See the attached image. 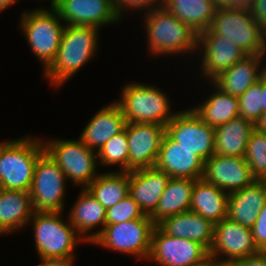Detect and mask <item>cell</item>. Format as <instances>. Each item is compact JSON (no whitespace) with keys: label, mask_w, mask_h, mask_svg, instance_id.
<instances>
[{"label":"cell","mask_w":266,"mask_h":266,"mask_svg":"<svg viewBox=\"0 0 266 266\" xmlns=\"http://www.w3.org/2000/svg\"><path fill=\"white\" fill-rule=\"evenodd\" d=\"M99 30L90 26H65L56 58L44 71V77L52 86L62 87L95 56L98 51Z\"/></svg>","instance_id":"6da1fadb"},{"label":"cell","mask_w":266,"mask_h":266,"mask_svg":"<svg viewBox=\"0 0 266 266\" xmlns=\"http://www.w3.org/2000/svg\"><path fill=\"white\" fill-rule=\"evenodd\" d=\"M144 22L147 49L152 55L197 52L198 34L163 6L145 13Z\"/></svg>","instance_id":"7a4b0ae2"},{"label":"cell","mask_w":266,"mask_h":266,"mask_svg":"<svg viewBox=\"0 0 266 266\" xmlns=\"http://www.w3.org/2000/svg\"><path fill=\"white\" fill-rule=\"evenodd\" d=\"M44 152L42 139L29 135L1 142V189L29 192L36 162Z\"/></svg>","instance_id":"3957f363"},{"label":"cell","mask_w":266,"mask_h":266,"mask_svg":"<svg viewBox=\"0 0 266 266\" xmlns=\"http://www.w3.org/2000/svg\"><path fill=\"white\" fill-rule=\"evenodd\" d=\"M119 100L127 123H157L166 126L176 113L170 111V98L154 85L130 83L123 86Z\"/></svg>","instance_id":"277c9868"},{"label":"cell","mask_w":266,"mask_h":266,"mask_svg":"<svg viewBox=\"0 0 266 266\" xmlns=\"http://www.w3.org/2000/svg\"><path fill=\"white\" fill-rule=\"evenodd\" d=\"M63 212H33L35 247L39 258H75V248L85 240L76 232Z\"/></svg>","instance_id":"5b68a950"},{"label":"cell","mask_w":266,"mask_h":266,"mask_svg":"<svg viewBox=\"0 0 266 266\" xmlns=\"http://www.w3.org/2000/svg\"><path fill=\"white\" fill-rule=\"evenodd\" d=\"M21 16V32L45 71L56 58L66 25L54 8L25 11Z\"/></svg>","instance_id":"8992f818"},{"label":"cell","mask_w":266,"mask_h":266,"mask_svg":"<svg viewBox=\"0 0 266 266\" xmlns=\"http://www.w3.org/2000/svg\"><path fill=\"white\" fill-rule=\"evenodd\" d=\"M45 152L63 171L67 180L81 189L86 188L97 173V152L87 147L80 139L42 140Z\"/></svg>","instance_id":"52a82bcc"},{"label":"cell","mask_w":266,"mask_h":266,"mask_svg":"<svg viewBox=\"0 0 266 266\" xmlns=\"http://www.w3.org/2000/svg\"><path fill=\"white\" fill-rule=\"evenodd\" d=\"M155 226L147 215L140 219L105 225L91 243L148 261L151 235Z\"/></svg>","instance_id":"ba28073f"},{"label":"cell","mask_w":266,"mask_h":266,"mask_svg":"<svg viewBox=\"0 0 266 266\" xmlns=\"http://www.w3.org/2000/svg\"><path fill=\"white\" fill-rule=\"evenodd\" d=\"M209 30L234 41L247 55H263L265 51L266 35L250 10L216 9Z\"/></svg>","instance_id":"9c48e42d"},{"label":"cell","mask_w":266,"mask_h":266,"mask_svg":"<svg viewBox=\"0 0 266 266\" xmlns=\"http://www.w3.org/2000/svg\"><path fill=\"white\" fill-rule=\"evenodd\" d=\"M66 181L63 171L44 152L36 162L29 190L33 211L63 212Z\"/></svg>","instance_id":"30bf717a"},{"label":"cell","mask_w":266,"mask_h":266,"mask_svg":"<svg viewBox=\"0 0 266 266\" xmlns=\"http://www.w3.org/2000/svg\"><path fill=\"white\" fill-rule=\"evenodd\" d=\"M148 260L159 266H203L210 262L203 245L165 234L157 225L152 231Z\"/></svg>","instance_id":"8fae6325"},{"label":"cell","mask_w":266,"mask_h":266,"mask_svg":"<svg viewBox=\"0 0 266 266\" xmlns=\"http://www.w3.org/2000/svg\"><path fill=\"white\" fill-rule=\"evenodd\" d=\"M165 127L173 141L192 150L204 162L214 155L215 129L204 123L192 108L177 111Z\"/></svg>","instance_id":"7c38bea8"},{"label":"cell","mask_w":266,"mask_h":266,"mask_svg":"<svg viewBox=\"0 0 266 266\" xmlns=\"http://www.w3.org/2000/svg\"><path fill=\"white\" fill-rule=\"evenodd\" d=\"M259 252L251 228L242 226L228 217L214 225V239L209 258L215 266Z\"/></svg>","instance_id":"4fadbf2b"},{"label":"cell","mask_w":266,"mask_h":266,"mask_svg":"<svg viewBox=\"0 0 266 266\" xmlns=\"http://www.w3.org/2000/svg\"><path fill=\"white\" fill-rule=\"evenodd\" d=\"M201 56V71L210 83L247 54L234 41L212 33L209 29L198 34V51Z\"/></svg>","instance_id":"5bb4252c"},{"label":"cell","mask_w":266,"mask_h":266,"mask_svg":"<svg viewBox=\"0 0 266 266\" xmlns=\"http://www.w3.org/2000/svg\"><path fill=\"white\" fill-rule=\"evenodd\" d=\"M166 127L157 123H127L129 172L154 167Z\"/></svg>","instance_id":"9a60e30c"},{"label":"cell","mask_w":266,"mask_h":266,"mask_svg":"<svg viewBox=\"0 0 266 266\" xmlns=\"http://www.w3.org/2000/svg\"><path fill=\"white\" fill-rule=\"evenodd\" d=\"M202 179L228 194L256 181L244 157L218 154L212 155L204 162Z\"/></svg>","instance_id":"2e32d148"},{"label":"cell","mask_w":266,"mask_h":266,"mask_svg":"<svg viewBox=\"0 0 266 266\" xmlns=\"http://www.w3.org/2000/svg\"><path fill=\"white\" fill-rule=\"evenodd\" d=\"M54 9L65 25L101 29L103 25L121 21L115 12L113 0H59Z\"/></svg>","instance_id":"e0dca14e"},{"label":"cell","mask_w":266,"mask_h":266,"mask_svg":"<svg viewBox=\"0 0 266 266\" xmlns=\"http://www.w3.org/2000/svg\"><path fill=\"white\" fill-rule=\"evenodd\" d=\"M155 167L165 171L171 178L199 180L203 176L204 161L165 134Z\"/></svg>","instance_id":"ac0fdd59"},{"label":"cell","mask_w":266,"mask_h":266,"mask_svg":"<svg viewBox=\"0 0 266 266\" xmlns=\"http://www.w3.org/2000/svg\"><path fill=\"white\" fill-rule=\"evenodd\" d=\"M170 178L155 166L129 172V194L144 215L150 216L155 211Z\"/></svg>","instance_id":"d6986e66"},{"label":"cell","mask_w":266,"mask_h":266,"mask_svg":"<svg viewBox=\"0 0 266 266\" xmlns=\"http://www.w3.org/2000/svg\"><path fill=\"white\" fill-rule=\"evenodd\" d=\"M126 124L121 108L114 102L93 115L79 138L87 147L98 152L110 138L122 132Z\"/></svg>","instance_id":"ffe728a7"},{"label":"cell","mask_w":266,"mask_h":266,"mask_svg":"<svg viewBox=\"0 0 266 266\" xmlns=\"http://www.w3.org/2000/svg\"><path fill=\"white\" fill-rule=\"evenodd\" d=\"M214 225L191 210L164 218L157 224L165 234L196 241L208 251L213 244Z\"/></svg>","instance_id":"44dd1931"},{"label":"cell","mask_w":266,"mask_h":266,"mask_svg":"<svg viewBox=\"0 0 266 266\" xmlns=\"http://www.w3.org/2000/svg\"><path fill=\"white\" fill-rule=\"evenodd\" d=\"M81 190L78 199L70 208L68 220L85 243H91L106 225V209L86 188ZM98 225L103 227L89 234Z\"/></svg>","instance_id":"7402d4cb"},{"label":"cell","mask_w":266,"mask_h":266,"mask_svg":"<svg viewBox=\"0 0 266 266\" xmlns=\"http://www.w3.org/2000/svg\"><path fill=\"white\" fill-rule=\"evenodd\" d=\"M265 202L266 181L256 180L250 186L229 194L227 217L251 228Z\"/></svg>","instance_id":"603a6c76"},{"label":"cell","mask_w":266,"mask_h":266,"mask_svg":"<svg viewBox=\"0 0 266 266\" xmlns=\"http://www.w3.org/2000/svg\"><path fill=\"white\" fill-rule=\"evenodd\" d=\"M262 71L263 55H246L211 83L222 92L238 97L259 80Z\"/></svg>","instance_id":"cb8c5ba5"},{"label":"cell","mask_w":266,"mask_h":266,"mask_svg":"<svg viewBox=\"0 0 266 266\" xmlns=\"http://www.w3.org/2000/svg\"><path fill=\"white\" fill-rule=\"evenodd\" d=\"M29 192L0 188V234L21 230L33 214Z\"/></svg>","instance_id":"d4e9b609"},{"label":"cell","mask_w":266,"mask_h":266,"mask_svg":"<svg viewBox=\"0 0 266 266\" xmlns=\"http://www.w3.org/2000/svg\"><path fill=\"white\" fill-rule=\"evenodd\" d=\"M214 129V154L244 157L255 124L238 116Z\"/></svg>","instance_id":"484cf974"},{"label":"cell","mask_w":266,"mask_h":266,"mask_svg":"<svg viewBox=\"0 0 266 266\" xmlns=\"http://www.w3.org/2000/svg\"><path fill=\"white\" fill-rule=\"evenodd\" d=\"M229 194L217 186L199 179L192 190L190 210L213 224L227 217Z\"/></svg>","instance_id":"4316f807"},{"label":"cell","mask_w":266,"mask_h":266,"mask_svg":"<svg viewBox=\"0 0 266 266\" xmlns=\"http://www.w3.org/2000/svg\"><path fill=\"white\" fill-rule=\"evenodd\" d=\"M197 180L170 178L155 211L149 216L157 225L164 218L190 210L192 190Z\"/></svg>","instance_id":"83f0119b"},{"label":"cell","mask_w":266,"mask_h":266,"mask_svg":"<svg viewBox=\"0 0 266 266\" xmlns=\"http://www.w3.org/2000/svg\"><path fill=\"white\" fill-rule=\"evenodd\" d=\"M162 6L197 34L209 29L217 9L215 0H162Z\"/></svg>","instance_id":"f1b7e54d"},{"label":"cell","mask_w":266,"mask_h":266,"mask_svg":"<svg viewBox=\"0 0 266 266\" xmlns=\"http://www.w3.org/2000/svg\"><path fill=\"white\" fill-rule=\"evenodd\" d=\"M212 85L214 93L192 109L204 123L215 128L239 116V103L237 96L226 94Z\"/></svg>","instance_id":"f546056e"},{"label":"cell","mask_w":266,"mask_h":266,"mask_svg":"<svg viewBox=\"0 0 266 266\" xmlns=\"http://www.w3.org/2000/svg\"><path fill=\"white\" fill-rule=\"evenodd\" d=\"M86 189L107 209L129 194V172L100 173Z\"/></svg>","instance_id":"4dcf8cb0"},{"label":"cell","mask_w":266,"mask_h":266,"mask_svg":"<svg viewBox=\"0 0 266 266\" xmlns=\"http://www.w3.org/2000/svg\"><path fill=\"white\" fill-rule=\"evenodd\" d=\"M98 163L102 166L119 165L120 172H129V147L125 129L110 138L97 152ZM101 162V163H100Z\"/></svg>","instance_id":"1f68e13d"},{"label":"cell","mask_w":266,"mask_h":266,"mask_svg":"<svg viewBox=\"0 0 266 266\" xmlns=\"http://www.w3.org/2000/svg\"><path fill=\"white\" fill-rule=\"evenodd\" d=\"M256 180L266 181V133L256 128L247 143L244 156Z\"/></svg>","instance_id":"d6a6232c"},{"label":"cell","mask_w":266,"mask_h":266,"mask_svg":"<svg viewBox=\"0 0 266 266\" xmlns=\"http://www.w3.org/2000/svg\"><path fill=\"white\" fill-rule=\"evenodd\" d=\"M239 116L256 124L263 114L261 75L242 95L238 96Z\"/></svg>","instance_id":"836d02e7"},{"label":"cell","mask_w":266,"mask_h":266,"mask_svg":"<svg viewBox=\"0 0 266 266\" xmlns=\"http://www.w3.org/2000/svg\"><path fill=\"white\" fill-rule=\"evenodd\" d=\"M144 216L138 203L128 194L116 205L106 209V225L140 219Z\"/></svg>","instance_id":"e575fe53"},{"label":"cell","mask_w":266,"mask_h":266,"mask_svg":"<svg viewBox=\"0 0 266 266\" xmlns=\"http://www.w3.org/2000/svg\"><path fill=\"white\" fill-rule=\"evenodd\" d=\"M113 5L117 16L121 19L124 10L138 11L146 8V13L151 12L162 6V0H113Z\"/></svg>","instance_id":"d590c367"},{"label":"cell","mask_w":266,"mask_h":266,"mask_svg":"<svg viewBox=\"0 0 266 266\" xmlns=\"http://www.w3.org/2000/svg\"><path fill=\"white\" fill-rule=\"evenodd\" d=\"M254 242L259 251L266 252V202L251 227Z\"/></svg>","instance_id":"8d00e7d4"},{"label":"cell","mask_w":266,"mask_h":266,"mask_svg":"<svg viewBox=\"0 0 266 266\" xmlns=\"http://www.w3.org/2000/svg\"><path fill=\"white\" fill-rule=\"evenodd\" d=\"M217 266H266V252L260 251L255 255L230 260Z\"/></svg>","instance_id":"74e56055"},{"label":"cell","mask_w":266,"mask_h":266,"mask_svg":"<svg viewBox=\"0 0 266 266\" xmlns=\"http://www.w3.org/2000/svg\"><path fill=\"white\" fill-rule=\"evenodd\" d=\"M250 12L259 28L266 35V0H255Z\"/></svg>","instance_id":"f35d334b"},{"label":"cell","mask_w":266,"mask_h":266,"mask_svg":"<svg viewBox=\"0 0 266 266\" xmlns=\"http://www.w3.org/2000/svg\"><path fill=\"white\" fill-rule=\"evenodd\" d=\"M255 0H215L216 8L250 10Z\"/></svg>","instance_id":"ab89813d"},{"label":"cell","mask_w":266,"mask_h":266,"mask_svg":"<svg viewBox=\"0 0 266 266\" xmlns=\"http://www.w3.org/2000/svg\"><path fill=\"white\" fill-rule=\"evenodd\" d=\"M76 258H40L38 266H73Z\"/></svg>","instance_id":"60d3db41"},{"label":"cell","mask_w":266,"mask_h":266,"mask_svg":"<svg viewBox=\"0 0 266 266\" xmlns=\"http://www.w3.org/2000/svg\"><path fill=\"white\" fill-rule=\"evenodd\" d=\"M261 89H262V109L263 112L266 111V73L262 71L261 73Z\"/></svg>","instance_id":"b9f144b4"},{"label":"cell","mask_w":266,"mask_h":266,"mask_svg":"<svg viewBox=\"0 0 266 266\" xmlns=\"http://www.w3.org/2000/svg\"><path fill=\"white\" fill-rule=\"evenodd\" d=\"M255 128L260 132L266 133V111L263 112L260 119L255 124Z\"/></svg>","instance_id":"7bdbcfd3"},{"label":"cell","mask_w":266,"mask_h":266,"mask_svg":"<svg viewBox=\"0 0 266 266\" xmlns=\"http://www.w3.org/2000/svg\"><path fill=\"white\" fill-rule=\"evenodd\" d=\"M17 1L18 0H0V12H2L4 9H7Z\"/></svg>","instance_id":"ee69618b"},{"label":"cell","mask_w":266,"mask_h":266,"mask_svg":"<svg viewBox=\"0 0 266 266\" xmlns=\"http://www.w3.org/2000/svg\"><path fill=\"white\" fill-rule=\"evenodd\" d=\"M264 57H266V47H265V51H264V53H263V71L266 73V64H265V58Z\"/></svg>","instance_id":"f6af8a7d"},{"label":"cell","mask_w":266,"mask_h":266,"mask_svg":"<svg viewBox=\"0 0 266 266\" xmlns=\"http://www.w3.org/2000/svg\"><path fill=\"white\" fill-rule=\"evenodd\" d=\"M59 0H50L51 8H54L58 4Z\"/></svg>","instance_id":"bcb514c9"},{"label":"cell","mask_w":266,"mask_h":266,"mask_svg":"<svg viewBox=\"0 0 266 266\" xmlns=\"http://www.w3.org/2000/svg\"><path fill=\"white\" fill-rule=\"evenodd\" d=\"M0 160H1V142H0ZM0 168H1V164H0ZM0 188H1V172H0Z\"/></svg>","instance_id":"7dc6e473"},{"label":"cell","mask_w":266,"mask_h":266,"mask_svg":"<svg viewBox=\"0 0 266 266\" xmlns=\"http://www.w3.org/2000/svg\"><path fill=\"white\" fill-rule=\"evenodd\" d=\"M203 266H215V265L210 261L208 264L203 265Z\"/></svg>","instance_id":"c3c4849f"}]
</instances>
